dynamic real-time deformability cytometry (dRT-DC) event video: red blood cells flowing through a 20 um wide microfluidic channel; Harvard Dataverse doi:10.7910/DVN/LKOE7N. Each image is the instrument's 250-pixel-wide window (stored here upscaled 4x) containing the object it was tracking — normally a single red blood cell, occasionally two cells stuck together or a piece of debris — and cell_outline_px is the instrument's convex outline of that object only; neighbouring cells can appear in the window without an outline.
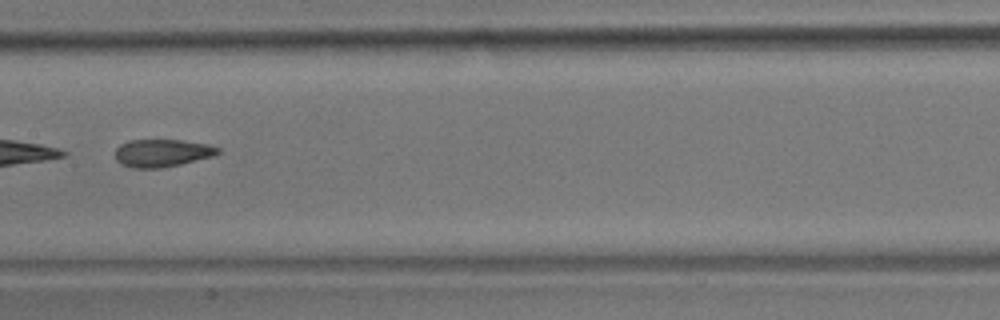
{"species": "common noctule bat (a hibernating species)", "species_latin": "Nyctalus noctula", "temperature_condition": "room temperature", "stored_images_in_passage": 5, "camera_frame_rate_fps": 3000, "um_per_image_px": 0.085, "animal": {"sex": "male", "body_mass_g": 17.9}, "frame": {"image": 1, "passage_image": 5, "time_ms": 1.333, "image_size_px": [1000, 320], "cell_outline_px": [[220, 152], [212, 156], [180, 164], [160, 168], [132, 168], [120, 164], [116, 160], [116, 148], [120, 144], [128, 140], [180, 140], [208, 144], [220, 148]], "centroid_in_image_um": [13.75, 13.0], "position_along_channel_um": 193.7, "area_um2": 16.53}}